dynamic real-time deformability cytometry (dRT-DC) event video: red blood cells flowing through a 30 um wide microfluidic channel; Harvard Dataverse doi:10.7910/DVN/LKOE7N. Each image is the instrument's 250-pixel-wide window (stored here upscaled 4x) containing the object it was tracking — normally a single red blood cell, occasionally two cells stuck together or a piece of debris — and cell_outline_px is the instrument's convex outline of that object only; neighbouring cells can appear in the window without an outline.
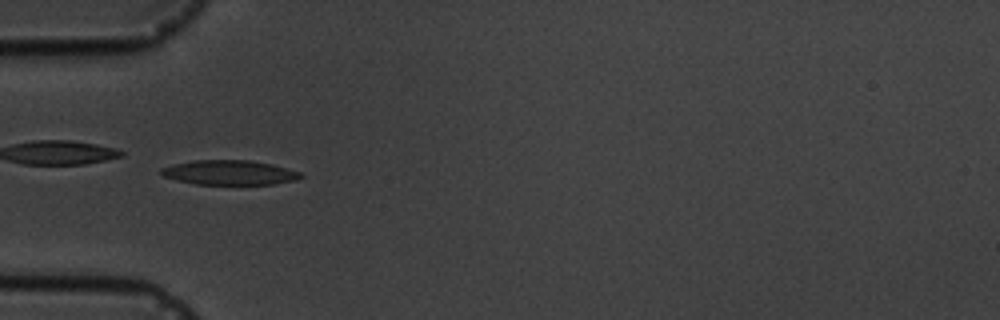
{"species": "common noctule bat (a hibernating species)", "species_latin": "Nyctalus noctula", "temperature_condition": "cold", "stored_images_in_passage": 7, "camera_frame_rate_fps": 3000, "um_per_image_px": 0.085, "animal": {"sex": "male", "body_mass_g": 19.5, "forearm_length_mm": 54.6}, "frame": {"image": 1, "passage_image": 6, "time_ms": 5.667, "image_size_px": [1000, 320], "cell_outline_px": [[304, 176], [296, 180], [272, 184], [196, 184], [176, 180], [164, 176], [160, 172], [160, 168], [192, 160], [252, 160], [272, 164], [300, 172]], "centroid_in_image_um": [19.51, 14.66], "position_along_channel_um": 65.5, "area_um2": 19.94}}
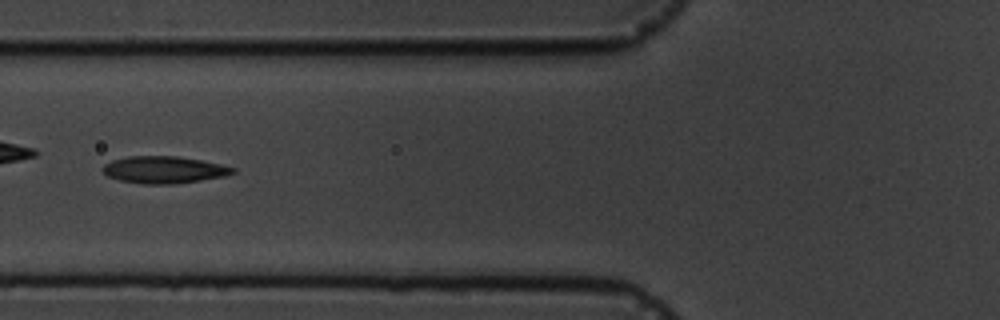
{"frame": {"image": 2, "passage_image": 7, "time_ms": 7.0, "image_size_px": [1000, 320], "cell_outline_px": [[236, 172], [224, 176], [200, 180], [172, 184], [144, 184], [120, 180], [108, 176], [100, 168], [104, 164], [112, 160], [128, 156], [176, 156], [200, 160], [220, 164], [236, 168]], "centroid_in_image_um": [13.92, 14.42], "position_along_channel_um": 111.9, "area_um2": 20.4}}